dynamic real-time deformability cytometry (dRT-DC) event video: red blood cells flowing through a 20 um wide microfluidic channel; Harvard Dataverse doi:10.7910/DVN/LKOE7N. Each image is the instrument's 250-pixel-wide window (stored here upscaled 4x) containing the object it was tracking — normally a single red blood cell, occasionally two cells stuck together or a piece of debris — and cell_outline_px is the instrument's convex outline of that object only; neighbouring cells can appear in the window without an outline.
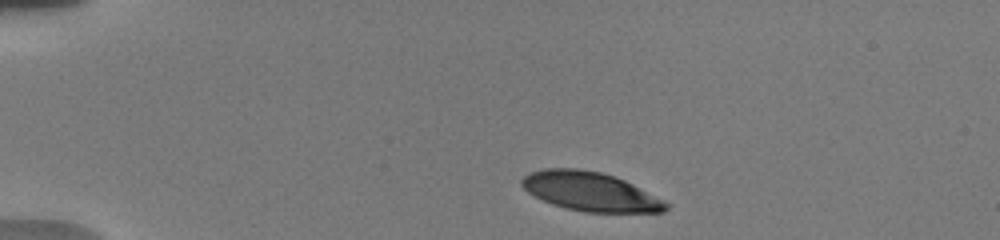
{"species": "human", "species_latin": "Homo sapiens", "temperature_condition": "warm", "stored_images_in_passage": 17, "camera_frame_rate_fps": 3000, "um_per_image_px": 0.085, "donor": {"sex": "male"}, "frame": {"image": 1, "passage_image": 1, "time_ms": 0.0, "image_size_px": [1000, 240], "cell_outline_px": [[672, 204], [664, 212], [584, 212], [552, 204], [528, 192], [520, 184], [520, 180], [528, 172], [544, 168], [576, 168], [600, 172], [616, 176]], "centroid_in_image_um": [50.18, 16.27], "position_along_channel_um": 34.8, "area_um2": 32.71}}
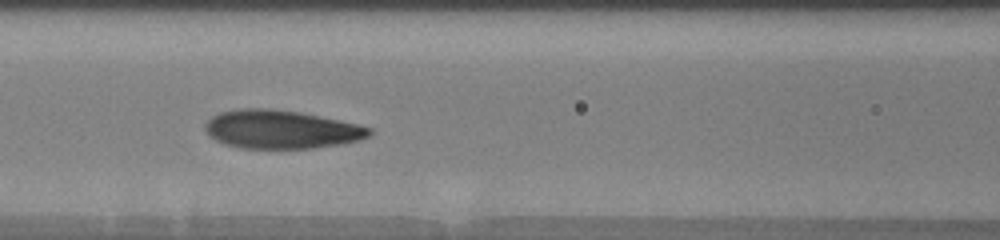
{"frame": {"image": 2, "passage_image": 15, "time_ms": 4.667, "image_size_px": [1000, 240], "cell_outline_px": [[372, 132], [368, 136], [360, 140], [344, 144], [312, 148], [240, 148], [224, 144], [216, 140], [204, 128], [204, 124], [212, 116], [220, 112], [240, 108], [272, 108], [300, 112], [340, 120], [372, 128]], "centroid_in_image_um": [23.9, 10.99], "position_along_channel_um": 142.7, "area_um2": 36.88}}
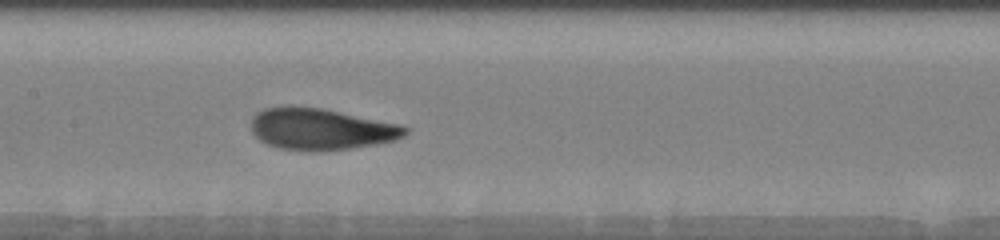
{"frame": {"image": 3, "passage_image": 17, "time_ms": 5.667, "image_size_px": [1000, 240], "cell_outline_px": [[408, 132], [404, 136], [396, 140], [376, 144], [348, 148], [280, 148], [268, 144], [260, 140], [252, 132], [252, 116], [256, 112], [264, 108], [288, 104], [292, 104], [320, 108], [400, 124], [408, 128]], "centroid_in_image_um": [27.26, 10.91], "position_along_channel_um": 180.1, "area_um2": 36.53}}